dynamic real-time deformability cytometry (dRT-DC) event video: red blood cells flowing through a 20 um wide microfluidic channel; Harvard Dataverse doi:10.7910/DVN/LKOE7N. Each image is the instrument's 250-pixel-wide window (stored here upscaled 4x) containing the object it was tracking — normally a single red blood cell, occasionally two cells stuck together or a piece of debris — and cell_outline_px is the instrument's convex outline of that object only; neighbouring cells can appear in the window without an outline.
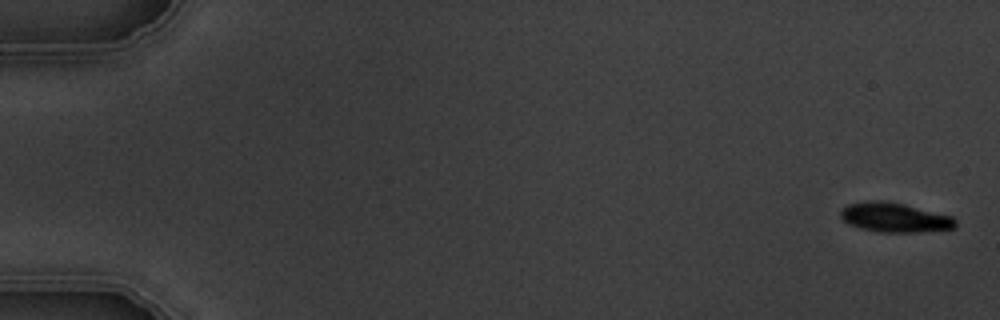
{"species": "common noctule bat (a hibernating species)", "species_latin": "Nyctalus noctula", "temperature_condition": "warm", "stored_images_in_passage": 5, "camera_frame_rate_fps": 3000, "um_per_image_px": 0.085, "animal": {"sex": "male", "body_mass_g": 19.5, "forearm_length_mm": 54.6}, "frame": {"image": 1, "passage_image": 1, "time_ms": 0.0, "image_size_px": [1000, 320], "cell_outline_px": [[956, 228], [920, 232], [880, 232], [860, 228], [848, 224], [840, 216], [840, 212], [848, 204], [868, 200], [888, 200], [952, 216], [956, 220]], "centroid_in_image_um": [76.05, 18.48], "position_along_channel_um": 9.0, "area_um2": 19.83}}
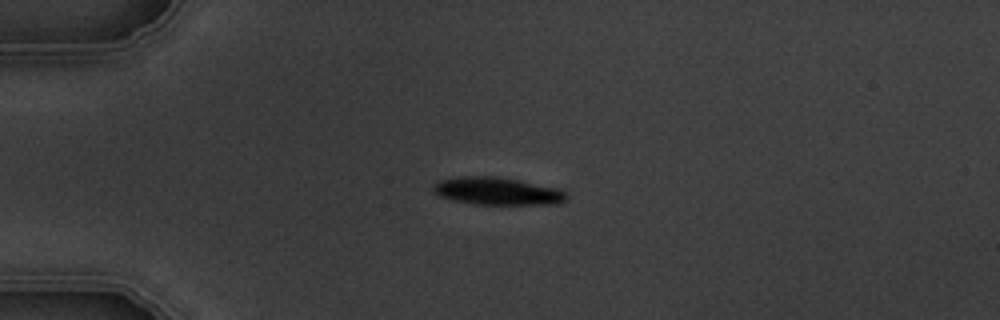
{"frame": {"image": 2, "passage_image": 4, "time_ms": 4.333, "image_size_px": [1000, 320], "cell_outline_px": [[568, 196], [560, 204], [472, 204], [452, 200], [440, 196], [432, 188], [440, 180], [460, 176], [496, 176], [556, 188], [564, 192]], "centroid_in_image_um": [42.25, 16.25], "position_along_channel_um": 42.7, "area_um2": 21.1}}